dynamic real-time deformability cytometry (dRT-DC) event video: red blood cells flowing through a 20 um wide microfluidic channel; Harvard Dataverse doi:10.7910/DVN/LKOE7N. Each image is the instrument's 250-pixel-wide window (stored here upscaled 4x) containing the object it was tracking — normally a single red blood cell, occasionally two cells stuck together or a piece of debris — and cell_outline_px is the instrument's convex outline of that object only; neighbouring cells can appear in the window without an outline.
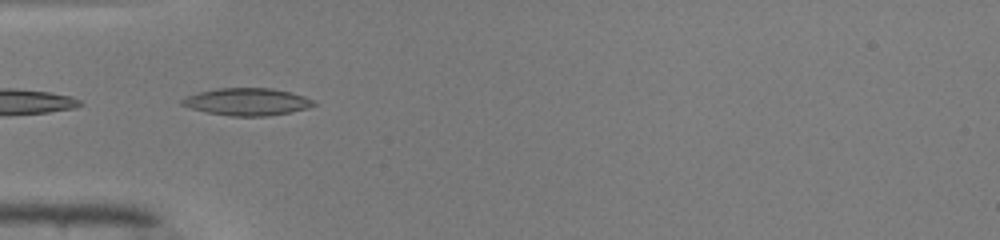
{"species": "common noctule bat (a hibernating species)", "species_latin": "Nyctalus noctula", "temperature_condition": "warm", "stored_images_in_passage": 35, "camera_frame_rate_fps": 3000, "um_per_image_px": 0.085, "animal": {"sex": "male", "body_mass_g": 19.0, "forearm_length_mm": 50.8}, "frame": {"image": 1, "passage_image": 5, "time_ms": 1.333, "image_size_px": [1000, 240], "cell_outline_px": [[316, 104], [308, 108], [268, 116], [232, 116], [208, 112], [192, 108], [180, 104], [180, 100], [188, 96], [200, 92], [216, 88], [272, 88], [304, 96], [312, 100]], "centroid_in_image_um": [21.0, 8.65], "position_along_channel_um": 64.0, "area_um2": 20.63}}
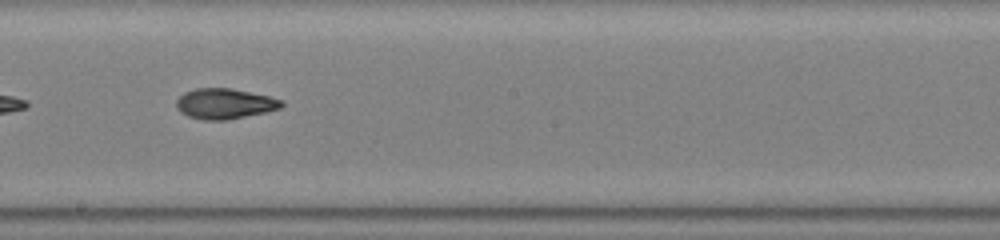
{"frame": {"image": 2, "passage_image": 17, "time_ms": 5.333, "image_size_px": [1000, 240], "cell_outline_px": [[284, 104], [280, 108], [264, 112], [224, 120], [204, 120], [188, 116], [180, 112], [176, 104], [176, 100], [184, 92], [196, 88], [232, 88], [268, 96], [284, 100]], "centroid_in_image_um": [19.08, 8.8], "position_along_channel_um": 229.1, "area_um2": 18.5}}
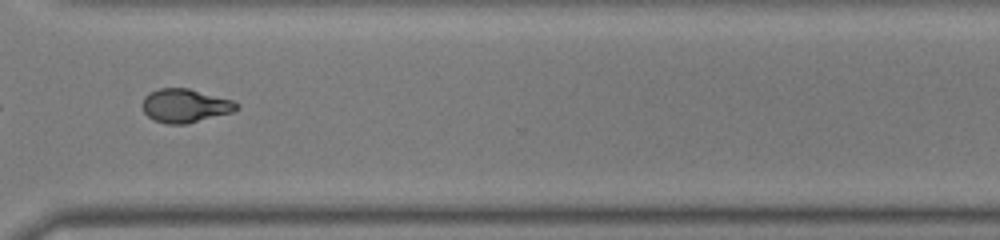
{"frame": {"image": 3, "passage_image": 26, "time_ms": 8.333, "image_size_px": [1000, 240], "cell_outline_px": [[240, 108], [232, 112], [188, 124], [168, 124], [152, 120], [144, 112], [144, 96], [148, 92], [160, 88], [188, 88], [232, 100], [240, 104]], "centroid_in_image_um": [15.75, 8.99], "position_along_channel_um": 354.9, "area_um2": 18.5}, "authors_computed_cell_mechanics": {"area_um2": 18.4382, "velocity_mm_per_s": 4.1784, "shape_relaxation_time_tau1_ms": null, "shape_relaxation_time_tau2_ms": 2.9136, "deformation_change_tau1": null, "deformation_change_tau2": 0.0935}}